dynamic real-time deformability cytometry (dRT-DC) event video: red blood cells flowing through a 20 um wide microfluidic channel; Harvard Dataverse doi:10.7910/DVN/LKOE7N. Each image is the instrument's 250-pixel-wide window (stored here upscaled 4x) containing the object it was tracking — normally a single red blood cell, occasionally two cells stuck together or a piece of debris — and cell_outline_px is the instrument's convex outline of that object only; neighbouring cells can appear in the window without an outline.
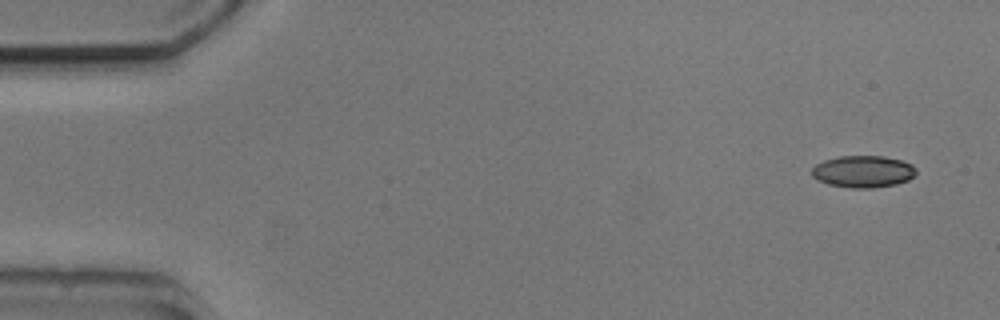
{"species": "common noctule bat (a hibernating species)", "species_latin": "Nyctalus noctula", "temperature_condition": "cold", "stored_images_in_passage": 5, "camera_frame_rate_fps": 3000, "um_per_image_px": 0.085, "animal": {"sex": "male", "body_mass_g": 20.5, "forearm_length_mm": 52.5}, "frame": {"image": 1, "passage_image": 1, "time_ms": 0.0, "image_size_px": [1000, 320], "cell_outline_px": [[916, 172], [908, 180], [896, 184], [872, 188], [852, 188], [828, 184], [812, 176], [812, 168], [816, 164], [824, 160], [840, 156], [884, 156], [900, 160], [912, 164], [916, 168]], "centroid_in_image_um": [73.37, 14.58], "position_along_channel_um": 11.6, "area_um2": 19.31}}
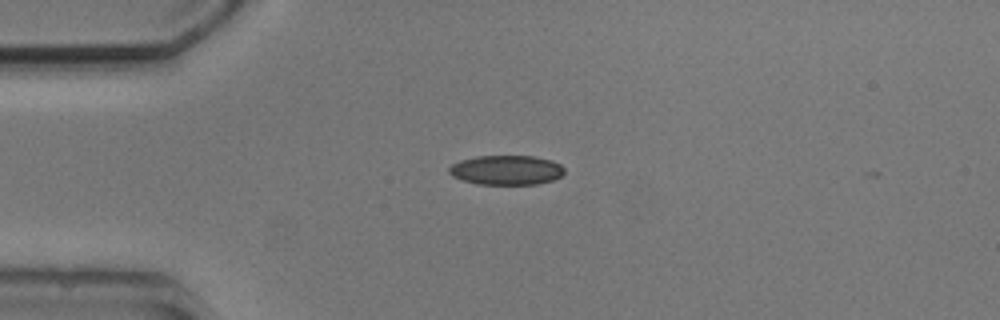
{"frame": {"image": 2, "passage_image": 4, "time_ms": 3.333, "image_size_px": [1000, 320], "cell_outline_px": [[564, 172], [560, 176], [552, 180], [536, 184], [476, 184], [452, 176], [448, 172], [448, 168], [452, 164], [460, 160], [476, 156], [532, 156], [552, 160], [560, 164], [564, 168]], "centroid_in_image_um": [43.02, 14.45], "position_along_channel_um": 42.0, "area_um2": 19.83}}